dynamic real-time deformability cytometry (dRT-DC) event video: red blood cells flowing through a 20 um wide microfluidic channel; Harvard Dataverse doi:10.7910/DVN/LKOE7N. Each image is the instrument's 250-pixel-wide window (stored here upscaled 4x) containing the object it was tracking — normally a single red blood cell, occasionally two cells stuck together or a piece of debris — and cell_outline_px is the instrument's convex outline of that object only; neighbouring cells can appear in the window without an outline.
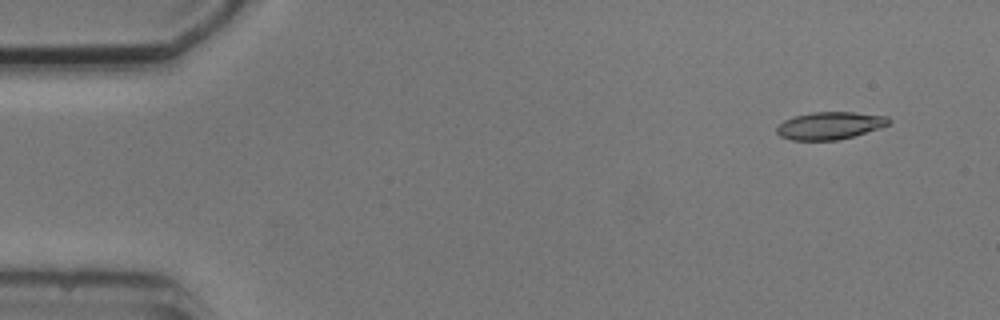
{"species": "common noctule bat (a hibernating species)", "species_latin": "Nyctalus noctula", "temperature_condition": "cold", "stored_images_in_passage": 5, "camera_frame_rate_fps": 3000, "um_per_image_px": 0.085, "animal": {"sex": "male", "body_mass_g": 20.5, "forearm_length_mm": 52.5}, "frame": {"image": 1, "passage_image": 2, "time_ms": 1.0, "image_size_px": [1000, 320], "cell_outline_px": [[892, 120], [888, 124], [880, 128], [852, 136], [836, 140], [792, 140], [780, 136], [776, 132], [776, 128], [784, 120], [792, 116], [812, 112], [852, 112], [888, 116]], "centroid_in_image_um": [70.52, 10.66], "position_along_channel_um": 14.5, "area_um2": 17.92}}
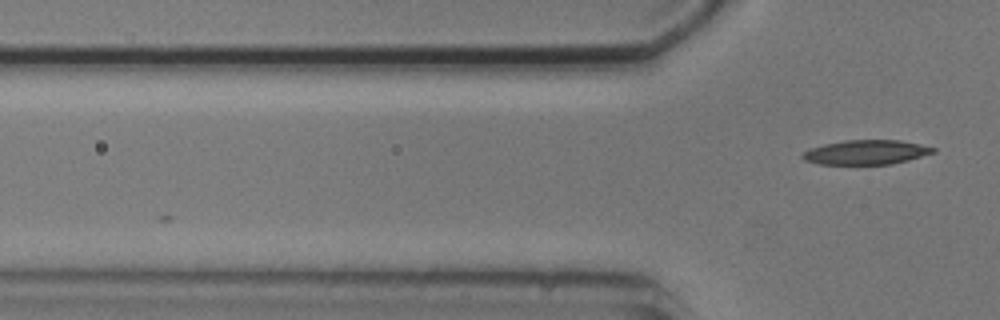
{"frame": {"image": 2, "passage_image": 5, "time_ms": 4.667, "image_size_px": [1000, 320], "cell_outline_px": [[936, 152], [908, 160], [892, 164], [816, 164], [804, 160], [800, 156], [808, 148], [824, 144], [844, 140], [900, 140], [920, 144], [936, 148]], "centroid_in_image_um": [73.6, 12.94], "position_along_channel_um": 52.2, "area_um2": 18.73}}